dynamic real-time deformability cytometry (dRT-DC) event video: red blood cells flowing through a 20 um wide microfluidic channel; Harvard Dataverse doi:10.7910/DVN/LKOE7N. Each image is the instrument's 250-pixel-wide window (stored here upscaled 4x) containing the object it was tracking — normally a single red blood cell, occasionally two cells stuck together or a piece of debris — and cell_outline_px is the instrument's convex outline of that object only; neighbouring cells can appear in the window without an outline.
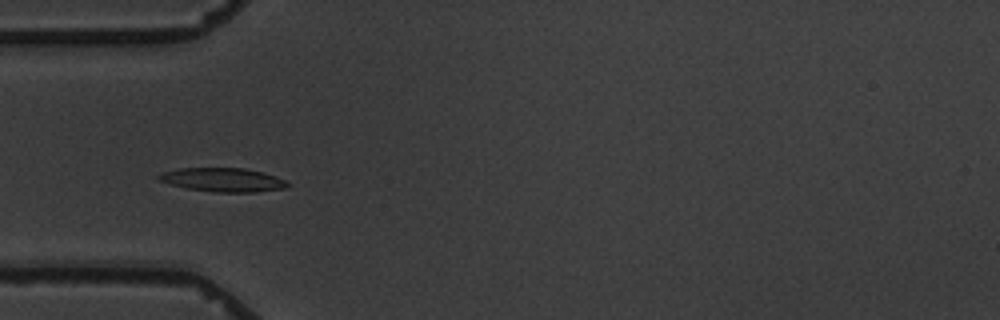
{"species": "common noctule bat (a hibernating species)", "species_latin": "Nyctalus noctula", "temperature_condition": "warm", "stored_images_in_passage": 9, "camera_frame_rate_fps": 3000, "um_per_image_px": 0.085, "animal": {"sex": "male", "body_mass_g": 19.5, "forearm_length_mm": 54.6}, "frame": {"image": 1, "passage_image": 4, "time_ms": 4.333, "image_size_px": [1000, 320], "cell_outline_px": [[292, 184], [288, 188], [256, 192], [216, 192], [188, 188], [168, 184], [156, 180], [156, 176], [160, 172], [180, 168], [244, 168], [276, 176]], "centroid_in_image_um": [18.92, 15.28], "position_along_channel_um": 66.1, "area_um2": 18.03}}
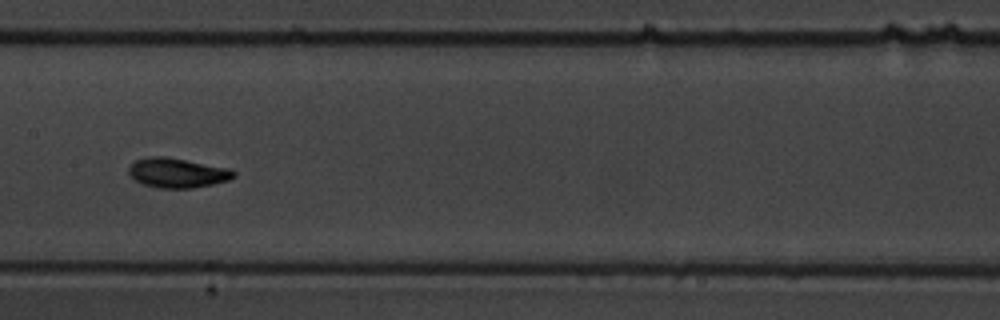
{"frame": {"image": 2, "passage_image": 7, "time_ms": 8.0, "image_size_px": [1000, 320], "cell_outline_px": [[236, 176], [228, 180], [212, 184], [192, 188], [156, 188], [144, 184], [136, 180], [128, 172], [128, 168], [136, 160], [148, 156], [164, 156], [228, 168], [236, 172]], "centroid_in_image_um": [15.07, 14.69], "position_along_channel_um": 192.3, "area_um2": 17.98}}
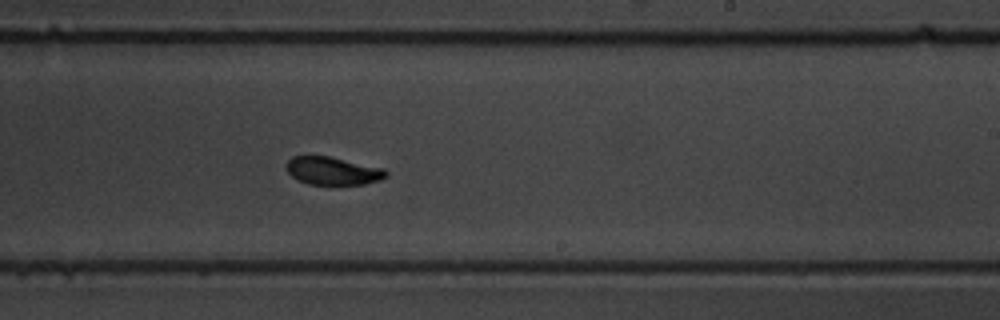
{"frame": {"image": 3, "passage_image": 9, "time_ms": 10.0, "image_size_px": [1000, 320], "cell_outline_px": [[388, 176], [380, 180], [364, 184], [308, 184], [292, 176], [288, 172], [284, 164], [292, 156], [328, 156], [384, 168], [388, 172]], "centroid_in_image_um": [28.29, 14.52], "position_along_channel_um": 260.7, "area_um2": 16.18}}